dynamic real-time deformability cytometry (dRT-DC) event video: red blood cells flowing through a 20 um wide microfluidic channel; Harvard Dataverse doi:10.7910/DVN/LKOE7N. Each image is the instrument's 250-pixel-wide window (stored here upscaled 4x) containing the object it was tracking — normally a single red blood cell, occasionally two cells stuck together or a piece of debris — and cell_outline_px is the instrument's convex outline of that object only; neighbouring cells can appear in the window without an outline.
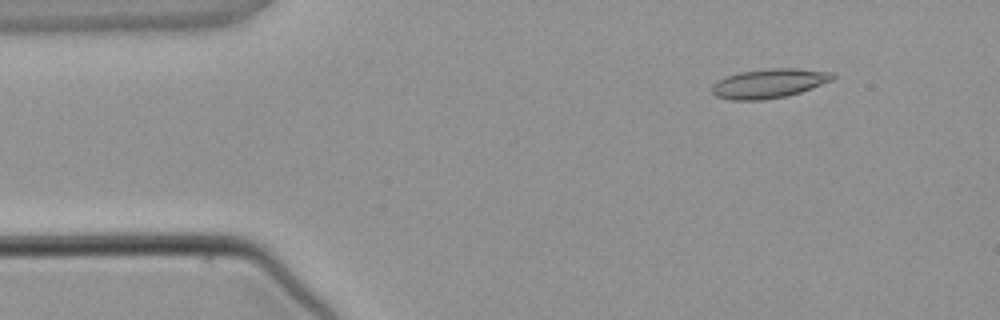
{"species": "common noctule bat (a hibernating species)", "species_latin": "Nyctalus noctula", "temperature_condition": "warm", "stored_images_in_passage": 3, "camera_frame_rate_fps": 3000, "um_per_image_px": 0.085, "animal": {"sex": "male", "body_mass_g": 21.5, "forearm_length_mm": 52.0}, "frame": {"image": 1, "passage_image": 2, "time_ms": 1.0, "image_size_px": [1000, 320], "cell_outline_px": [[836, 76], [832, 80], [812, 88], [788, 96], [764, 100], [732, 100], [716, 96], [712, 92], [712, 84], [716, 80], [740, 72], [768, 68], [792, 68], [832, 72]], "centroid_in_image_um": [65.36, 7.09], "position_along_channel_um": 19.6, "area_um2": 20.63}}
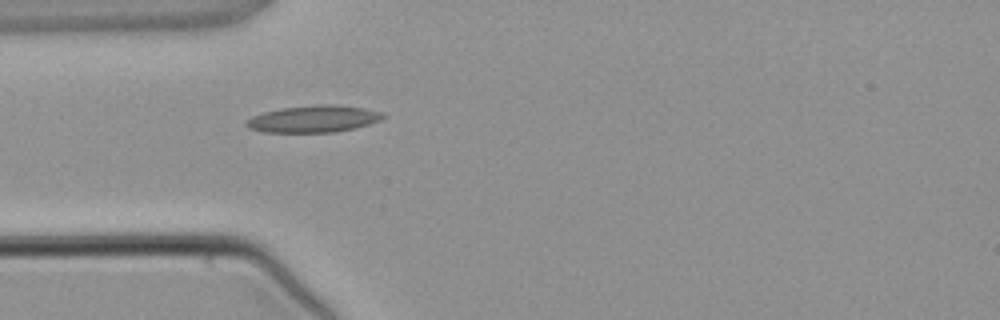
{"frame": {"image": 2, "passage_image": 3, "time_ms": 3.333, "image_size_px": [1000, 320], "cell_outline_px": [[384, 116], [380, 120], [356, 128], [336, 132], [264, 132], [248, 128], [244, 124], [252, 116], [264, 112], [280, 108], [320, 104], [336, 104], [364, 108], [380, 112]], "centroid_in_image_um": [26.63, 10.1], "position_along_channel_um": 58.4, "area_um2": 21.39}}